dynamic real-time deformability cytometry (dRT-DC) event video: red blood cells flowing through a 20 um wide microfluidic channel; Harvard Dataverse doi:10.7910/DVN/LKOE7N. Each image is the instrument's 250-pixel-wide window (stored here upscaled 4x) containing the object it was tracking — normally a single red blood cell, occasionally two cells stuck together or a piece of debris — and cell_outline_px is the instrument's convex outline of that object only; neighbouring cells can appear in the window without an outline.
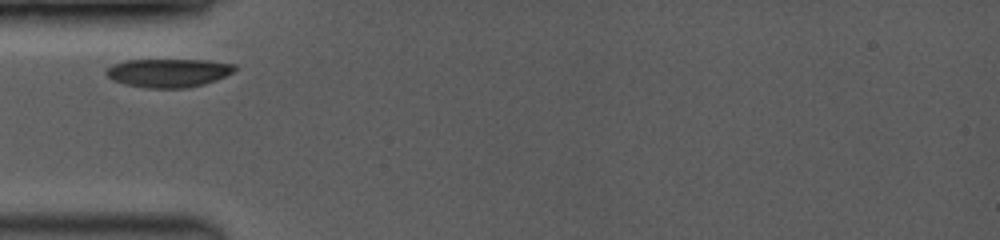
{"species": "common noctule bat (a hibernating species)", "species_latin": "Nyctalus noctula", "temperature_condition": "room temperature", "stored_images_in_passage": 3, "camera_frame_rate_fps": 3500, "um_per_image_px": 0.085, "animal": {"sex": "female", "body_mass_g": 19.0, "forearm_length_mm": 53.3}, "frame": {"image": 1, "passage_image": 1, "time_ms": 0.0, "image_size_px": [1000, 240], "cell_outline_px": [[236, 68], [232, 72], [216, 80], [204, 84], [184, 88], [144, 88], [124, 84], [112, 80], [104, 72], [112, 64], [128, 60], [208, 60], [236, 64]], "centroid_in_image_um": [14.3, 6.19], "position_along_channel_um": 70.7, "area_um2": 21.39}}
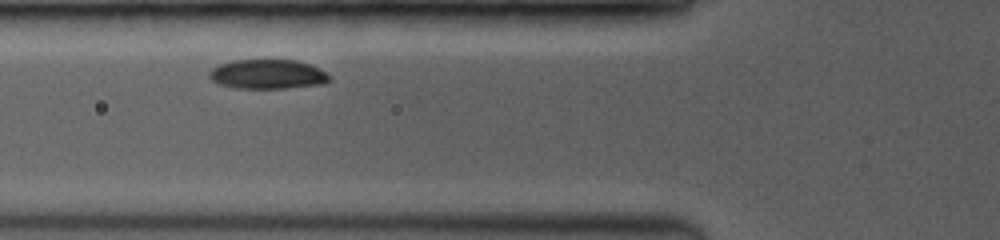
{"frame": {"image": 2, "passage_image": 2, "time_ms": 0.857, "image_size_px": [1000, 240], "cell_outline_px": [[332, 80], [324, 84], [284, 88], [232, 88], [220, 84], [212, 80], [208, 76], [208, 72], [212, 68], [220, 64], [236, 60], [296, 60], [320, 68], [332, 76]], "centroid_in_image_um": [22.78, 6.31], "position_along_channel_um": 103.0, "area_um2": 20.75}}
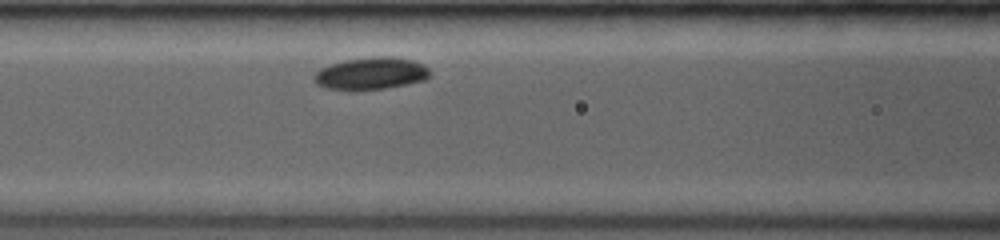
{"frame": {"image": 3, "passage_image": 3, "time_ms": 1.714, "image_size_px": [1000, 240], "cell_outline_px": [[428, 76], [424, 80], [384, 88], [356, 92], [348, 92], [324, 88], [316, 84], [312, 80], [312, 76], [320, 68], [344, 60], [376, 56], [392, 56], [412, 60], [424, 64], [428, 68]], "centroid_in_image_um": [31.44, 6.27], "position_along_channel_um": 135.2, "area_um2": 22.2}}